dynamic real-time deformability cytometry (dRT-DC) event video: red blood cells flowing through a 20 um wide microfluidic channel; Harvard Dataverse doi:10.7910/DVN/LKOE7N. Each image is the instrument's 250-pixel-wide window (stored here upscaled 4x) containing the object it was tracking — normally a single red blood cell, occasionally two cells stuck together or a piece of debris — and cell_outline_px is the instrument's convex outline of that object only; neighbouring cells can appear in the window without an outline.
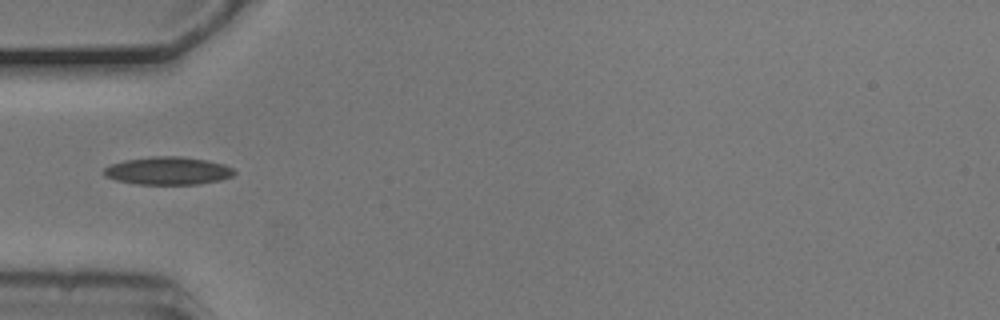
{"species": "common noctule bat (a hibernating species)", "species_latin": "Nyctalus noctula", "temperature_condition": "cold", "stored_images_in_passage": 3, "camera_frame_rate_fps": 3000, "um_per_image_px": 0.085, "animal": {"sex": "male", "body_mass_g": 20.5, "forearm_length_mm": 52.5}, "frame": {"image": 1, "passage_image": 3, "time_ms": 0.667, "image_size_px": [1000, 320], "cell_outline_px": [[236, 172], [232, 176], [220, 180], [200, 184], [136, 184], [116, 180], [104, 176], [104, 168], [112, 164], [124, 160], [152, 156], [180, 156], [208, 160], [224, 164], [232, 168]], "centroid_in_image_um": [14.29, 14.51], "position_along_channel_um": 70.7, "area_um2": 21.21}}